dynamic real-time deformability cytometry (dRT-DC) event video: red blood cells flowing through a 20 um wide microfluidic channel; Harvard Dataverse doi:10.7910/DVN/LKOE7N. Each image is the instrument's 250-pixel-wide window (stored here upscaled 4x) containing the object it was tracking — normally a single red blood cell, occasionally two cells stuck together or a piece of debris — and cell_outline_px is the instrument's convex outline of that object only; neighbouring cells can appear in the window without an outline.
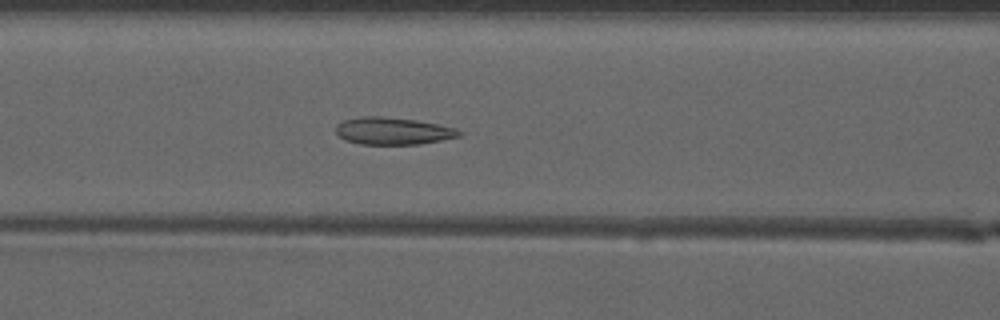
{"species": "common noctule bat (a hibernating species)", "species_latin": "Nyctalus noctula", "temperature_condition": "warm", "stored_images_in_passage": 51, "camera_frame_rate_fps": 3000, "um_per_image_px": 0.085, "animal": {"sex": "male", "forearm_length_mm": 52.5}, "frame": {"image": 1, "passage_image": 23, "time_ms": 7.333, "image_size_px": [1000, 320], "cell_outline_px": [[464, 132], [460, 136], [420, 144], [360, 144], [344, 140], [336, 132], [336, 124], [344, 120], [360, 116], [384, 116], [416, 120], [456, 128]], "centroid_in_image_um": [33.39, 11.13], "position_along_channel_um": 133.2, "area_um2": 19.59}}
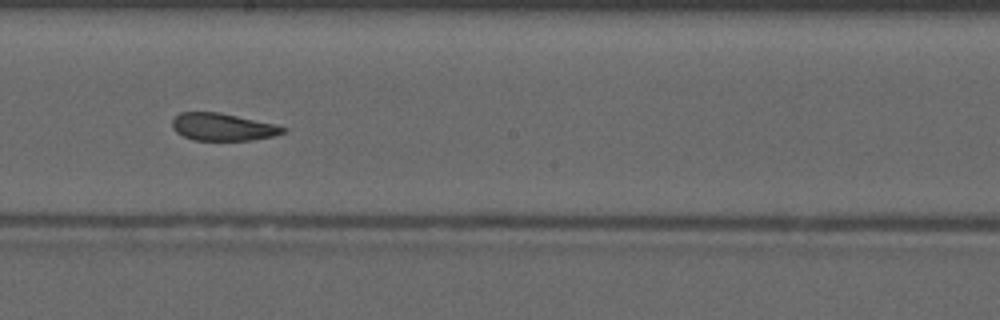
{"frame": {"image": 2, "passage_image": 30, "time_ms": 9.667, "image_size_px": [1000, 320], "cell_outline_px": [[288, 128], [284, 132], [276, 136], [252, 140], [192, 140], [176, 132], [172, 128], [172, 120], [180, 112], [220, 112], [276, 124]], "centroid_in_image_um": [18.95, 10.79], "position_along_channel_um": 229.2, "area_um2": 17.86}}
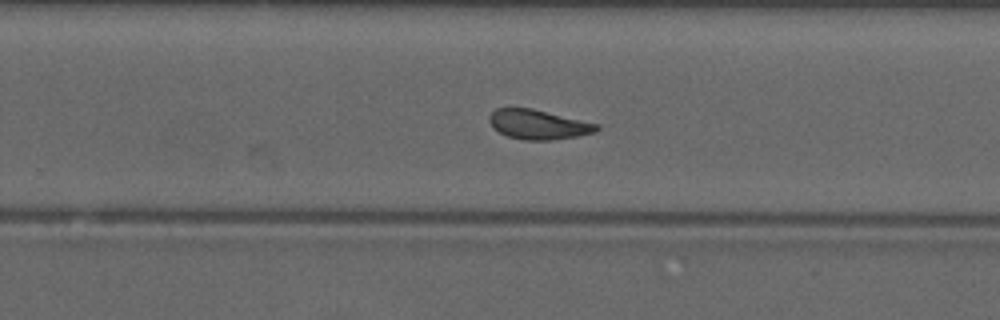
{"frame": {"image": 3, "passage_image": 34, "time_ms": 11.0, "image_size_px": [1000, 320], "cell_outline_px": [[600, 128], [596, 132], [576, 136], [552, 140], [524, 140], [508, 136], [492, 128], [488, 120], [488, 116], [496, 108], [532, 108], [600, 124]], "centroid_in_image_um": [45.76, 10.58], "position_along_channel_um": 284.0, "area_um2": 18.61}, "authors_computed_cell_mechanics": {"area_um2": 19.4208, "velocity_mm_per_s": 4.1344, "shape_relaxation_time_tau1_ms": null, "shape_relaxation_time_tau2_ms": 0.7081, "deformation_change_tau1": null, "deformation_change_tau2": 0.0699}}